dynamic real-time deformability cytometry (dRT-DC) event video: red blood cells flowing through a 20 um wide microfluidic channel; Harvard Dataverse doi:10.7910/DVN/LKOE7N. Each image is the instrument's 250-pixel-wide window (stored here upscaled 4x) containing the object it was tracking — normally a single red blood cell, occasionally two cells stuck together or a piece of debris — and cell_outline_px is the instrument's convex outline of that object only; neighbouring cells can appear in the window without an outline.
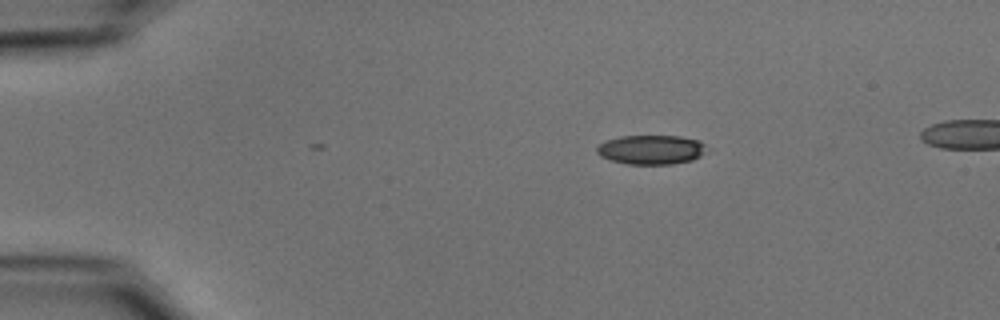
{"species": "common noctule bat (a hibernating species)", "species_latin": "Nyctalus noctula", "temperature_condition": "cold", "stored_images_in_passage": 45, "camera_frame_rate_fps": 3000, "um_per_image_px": 0.085, "animal": {"sex": "male", "body_mass_g": 15.6}, "frame": {"image": 1, "passage_image": 1, "time_ms": 0.0, "image_size_px": [1000, 320], "cell_outline_px": [[704, 144], [700, 156], [692, 160], [672, 164], [628, 164], [612, 160], [600, 156], [596, 152], [596, 148], [600, 144], [608, 140], [620, 136], [680, 136], [700, 140]], "centroid_in_image_um": [55.32, 12.72], "position_along_channel_um": 29.7, "area_um2": 18.5}}
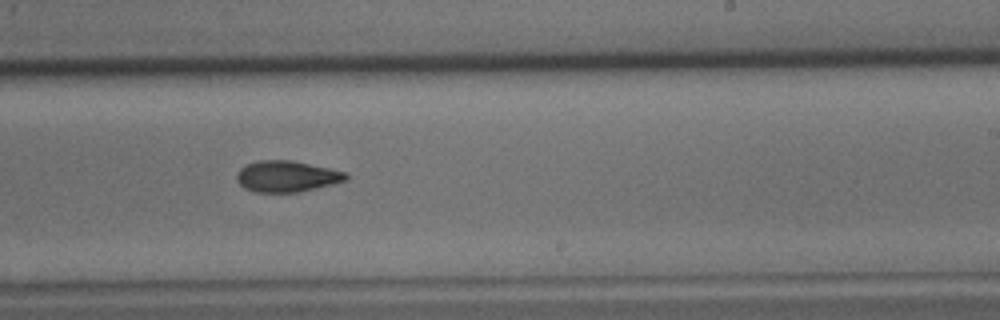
{"frame": {"image": 2, "passage_image": 25, "time_ms": 8.0, "image_size_px": [1000, 320], "cell_outline_px": [[348, 180], [300, 192], [256, 192], [244, 188], [236, 180], [236, 176], [240, 168], [244, 164], [260, 160], [292, 160], [348, 172]], "centroid_in_image_um": [24.38, 14.98], "position_along_channel_um": 264.6, "area_um2": 20.0}}
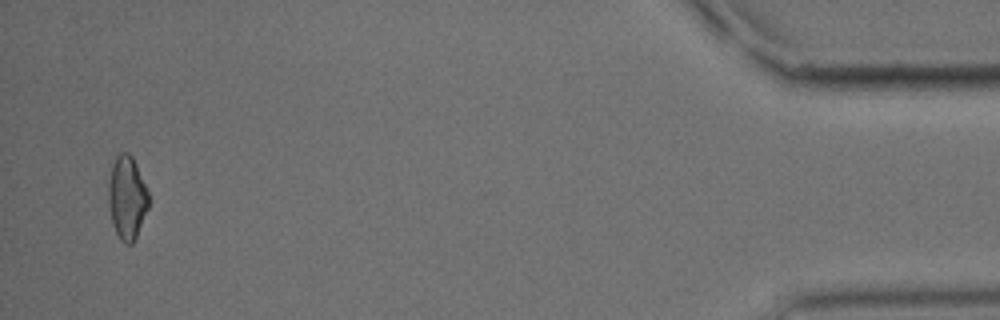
{"frame": {"image": 3, "passage_image": 44, "time_ms": 14.333, "image_size_px": [1000, 320], "cell_outline_px": [[148, 208], [136, 236], [132, 244], [124, 244], [120, 240], [112, 224], [108, 204], [108, 184], [112, 164], [116, 156], [120, 152], [128, 152], [132, 156], [136, 164], [148, 192]], "centroid_in_image_um": [10.77, 16.8], "position_along_channel_um": 424.4, "area_um2": 19.48}}